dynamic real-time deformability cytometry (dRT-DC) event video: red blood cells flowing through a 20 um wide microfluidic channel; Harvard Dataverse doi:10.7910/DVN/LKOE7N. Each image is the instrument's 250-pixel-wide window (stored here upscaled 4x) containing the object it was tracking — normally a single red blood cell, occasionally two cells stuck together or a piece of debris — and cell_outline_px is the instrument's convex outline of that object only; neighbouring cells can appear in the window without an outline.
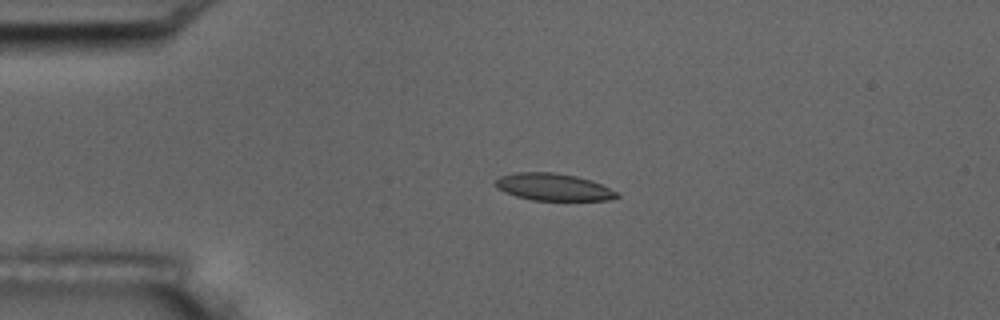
{"species": "common noctule bat (a hibernating species)", "species_latin": "Nyctalus noctula", "temperature_condition": "room temperature", "stored_images_in_passage": 4, "camera_frame_rate_fps": 3000, "um_per_image_px": 0.085, "animal": {"sex": "male", "body_mass_g": 17.5, "forearm_length_mm": 52.3}, "frame": {"image": 1, "passage_image": 3, "time_ms": 3.333, "image_size_px": [1000, 320], "cell_outline_px": [[620, 196], [608, 200], [532, 200], [516, 196], [504, 192], [496, 188], [492, 184], [500, 176], [516, 172], [556, 172], [576, 176], [592, 180], [620, 192]], "centroid_in_image_um": [47.03, 15.89], "position_along_channel_um": 38.0, "area_um2": 19.48}}